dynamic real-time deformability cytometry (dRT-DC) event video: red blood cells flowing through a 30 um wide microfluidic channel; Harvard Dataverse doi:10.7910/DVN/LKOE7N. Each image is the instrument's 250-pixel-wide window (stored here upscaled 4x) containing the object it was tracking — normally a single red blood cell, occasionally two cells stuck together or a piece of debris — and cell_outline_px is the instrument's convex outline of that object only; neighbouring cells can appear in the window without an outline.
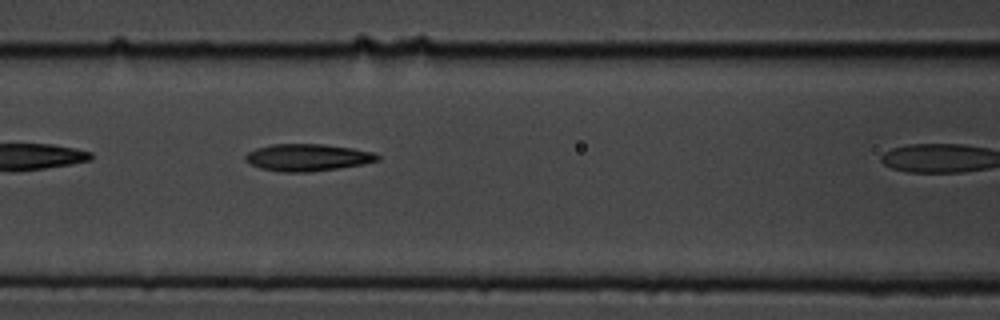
{"species": "common noctule bat (a hibernating species)", "species_latin": "Nyctalus noctula", "temperature_condition": "cold", "stored_images_in_passage": 9, "camera_frame_rate_fps": 3000, "um_per_image_px": 0.085, "animal": {"sex": "male", "body_mass_g": 19.5, "forearm_length_mm": 54.6}, "frame": {"image": 1, "passage_image": 8, "time_ms": 2.333, "image_size_px": [1000, 320], "cell_outline_px": [[380, 160], [364, 164], [308, 172], [284, 172], [260, 168], [244, 160], [244, 156], [248, 152], [256, 148], [272, 144], [324, 144], [352, 148], [376, 152], [380, 156]], "centroid_in_image_um": [26.16, 13.37], "position_along_channel_um": 140.4, "area_um2": 20.87}}